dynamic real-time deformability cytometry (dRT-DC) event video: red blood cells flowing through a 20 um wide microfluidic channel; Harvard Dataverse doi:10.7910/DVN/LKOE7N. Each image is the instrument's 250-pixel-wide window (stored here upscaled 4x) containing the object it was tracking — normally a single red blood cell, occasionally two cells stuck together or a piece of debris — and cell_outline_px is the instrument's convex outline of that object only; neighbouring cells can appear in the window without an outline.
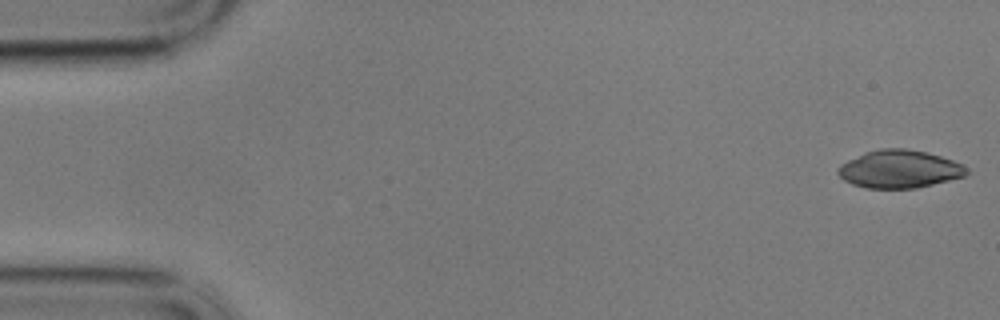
{"species": "common noctule bat (a hibernating species)", "species_latin": "Nyctalus noctula", "temperature_condition": "cold", "stored_images_in_passage": 57, "camera_frame_rate_fps": 3000, "um_per_image_px": 0.085, "animal": {"sex": "male", "body_mass_g": 17.9}, "frame": {"image": 1, "passage_image": 1, "time_ms": 0.0, "image_size_px": [1000, 320], "cell_outline_px": [[968, 172], [964, 176], [916, 188], [868, 188], [852, 184], [844, 180], [836, 172], [836, 168], [840, 164], [864, 152], [880, 148], [904, 148], [928, 152], [952, 160], [968, 168]], "centroid_in_image_um": [76.41, 14.36], "position_along_channel_um": 8.6, "area_um2": 28.32}}
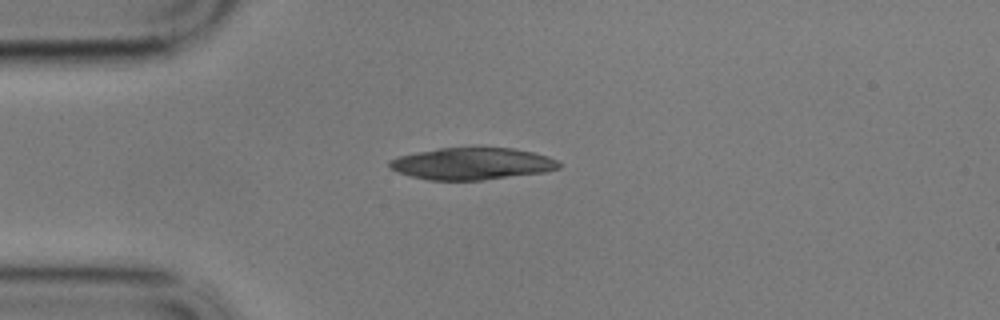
{"frame": {"image": 2, "passage_image": 14, "time_ms": 4.333, "image_size_px": [1000, 320], "cell_outline_px": [[560, 168], [544, 172], [480, 180], [428, 180], [412, 176], [388, 168], [388, 160], [400, 156], [416, 152], [440, 148], [512, 148], [532, 152], [548, 156], [556, 160], [560, 164]], "centroid_in_image_um": [40.1, 13.91], "position_along_channel_um": 44.9, "area_um2": 31.27}}